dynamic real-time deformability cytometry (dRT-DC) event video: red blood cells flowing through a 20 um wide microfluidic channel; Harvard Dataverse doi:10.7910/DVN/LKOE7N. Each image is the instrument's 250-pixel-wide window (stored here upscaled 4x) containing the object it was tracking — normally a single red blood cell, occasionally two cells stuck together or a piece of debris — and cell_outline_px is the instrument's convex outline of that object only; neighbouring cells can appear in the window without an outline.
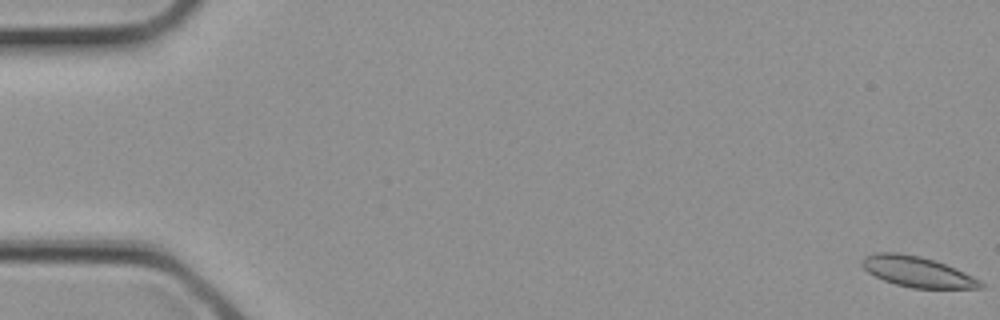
{"species": "common noctule bat (a hibernating species)", "species_latin": "Nyctalus noctula", "temperature_condition": "cold", "stored_images_in_passage": 4, "camera_frame_rate_fps": 3000, "um_per_image_px": 0.085, "animal": {"sex": "female", "body_mass_g": 21.9}, "frame": {"image": 1, "passage_image": 1, "time_ms": 0.0, "image_size_px": [1000, 320], "cell_outline_px": [[984, 288], [912, 288], [896, 284], [884, 280], [868, 272], [860, 264], [860, 260], [864, 256], [876, 252], [900, 252], [920, 256], [936, 260], [956, 268], [980, 280], [984, 284]], "centroid_in_image_um": [77.96, 23.08], "position_along_channel_um": 7.0, "area_um2": 21.21}}